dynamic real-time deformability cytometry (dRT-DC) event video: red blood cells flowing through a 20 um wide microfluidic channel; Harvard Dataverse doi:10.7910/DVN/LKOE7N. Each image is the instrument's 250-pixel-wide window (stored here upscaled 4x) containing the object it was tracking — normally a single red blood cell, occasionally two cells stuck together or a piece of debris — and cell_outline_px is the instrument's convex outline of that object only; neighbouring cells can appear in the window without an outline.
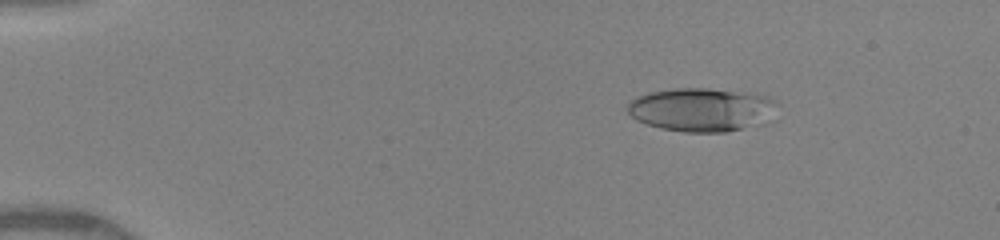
{"species": "human", "species_latin": "Homo sapiens", "temperature_condition": "warm", "stored_images_in_passage": 49, "camera_frame_rate_fps": 3000, "um_per_image_px": 0.085, "donor": {"sex": "female"}, "frame": {"image": 1, "passage_image": 8, "time_ms": 2.333, "image_size_px": [1000, 240], "cell_outline_px": [[780, 104], [756, 124], [728, 132], [684, 132], [660, 128], [636, 120], [628, 112], [624, 104], [628, 100], [636, 96], [648, 92], [672, 88], [708, 88], [748, 92], [768, 96], [776, 100]], "centroid_in_image_um": [59.53, 9.29], "position_along_channel_um": 25.5, "area_um2": 38.03}}
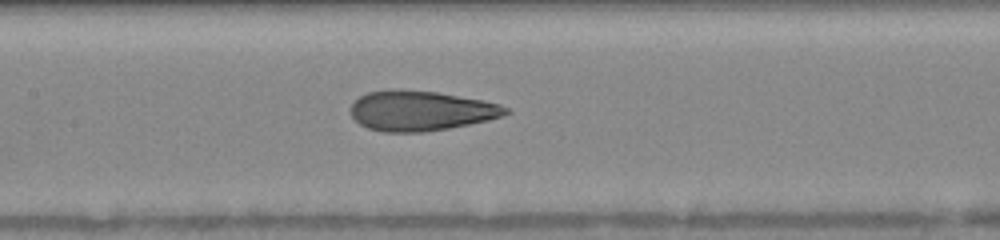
{"frame": {"image": 2, "passage_image": 25, "time_ms": 8.0, "image_size_px": [1000, 240], "cell_outline_px": [[512, 112], [504, 116], [488, 120], [448, 128], [424, 132], [384, 132], [368, 128], [360, 124], [352, 116], [352, 104], [360, 96], [368, 92], [436, 92], [484, 100], [500, 104], [508, 108]], "centroid_in_image_um": [35.85, 9.45], "position_along_channel_um": 171.6, "area_um2": 35.2}}
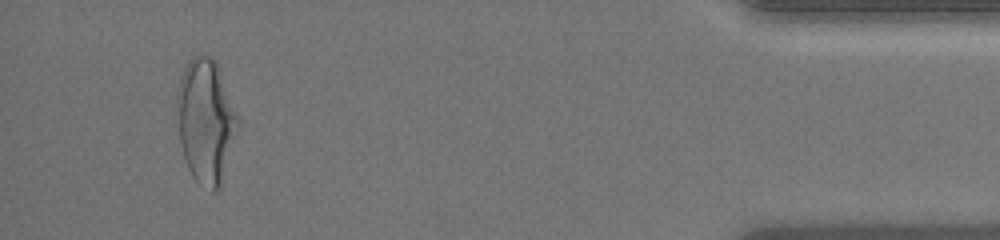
{"frame": {"image": 3, "passage_image": 47, "time_ms": 15.333, "image_size_px": [1000, 240], "cell_outline_px": [[240, 124], [220, 188], [216, 192], [212, 192], [200, 184], [192, 176], [184, 160], [180, 140], [176, 100], [176, 92], [180, 76], [188, 60], [192, 56], [200, 52], [212, 56], [216, 60], [240, 120]], "centroid_in_image_um": [17.5, 10.25], "position_along_channel_um": 417.7, "area_um2": 44.68}, "authors_computed_cell_mechanics": {"area_um2": 36.4718, "velocity_mm_per_s": 4.1373, "shape_relaxation_time_tau1_ms": 5.5601, "shape_relaxation_time_tau2_ms": 1.0365, "deformation_change_tau1": 0.2207, "deformation_change_tau2": 0.096}}